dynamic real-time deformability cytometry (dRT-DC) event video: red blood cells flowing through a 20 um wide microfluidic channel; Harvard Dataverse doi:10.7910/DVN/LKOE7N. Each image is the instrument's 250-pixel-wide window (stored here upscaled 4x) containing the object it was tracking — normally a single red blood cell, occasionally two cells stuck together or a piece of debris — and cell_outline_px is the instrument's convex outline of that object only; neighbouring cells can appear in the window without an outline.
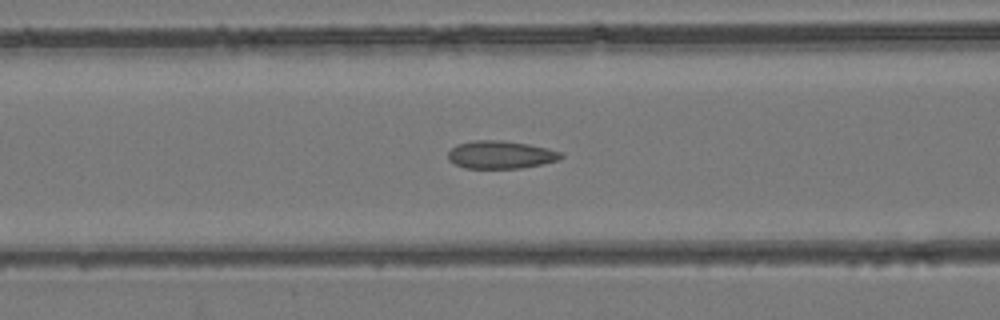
{"species": "common noctule bat (a hibernating species)", "species_latin": "Nyctalus noctula", "temperature_condition": "room temperature", "stored_images_in_passage": 36, "camera_frame_rate_fps": 3000, "um_per_image_px": 0.085, "animal": {"sex": "female", "body_mass_g": 24.6, "forearm_length_mm": 56.2}, "frame": {"image": 1, "passage_image": 20, "time_ms": 6.333, "image_size_px": [1000, 320], "cell_outline_px": [[564, 156], [560, 160], [520, 168], [464, 168], [448, 160], [448, 152], [456, 144], [476, 140], [500, 140], [528, 144], [560, 152]], "centroid_in_image_um": [42.52, 13.15], "position_along_channel_um": 124.1, "area_um2": 18.15}}
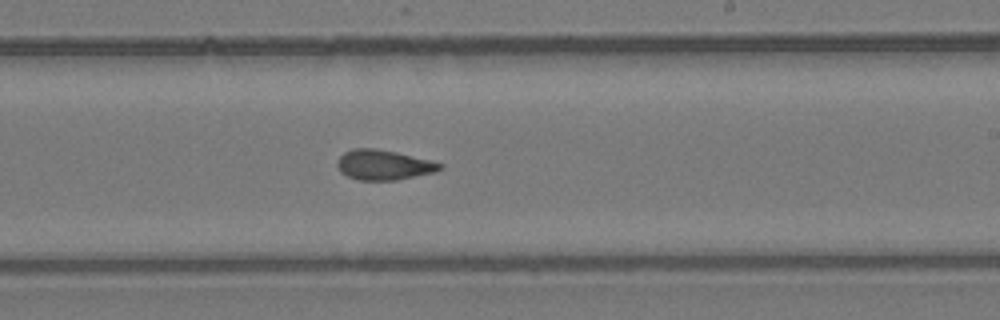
{"frame": {"image": 2, "passage_image": 29, "time_ms": 9.333, "image_size_px": [1000, 320], "cell_outline_px": [[444, 168], [436, 172], [396, 180], [360, 180], [348, 176], [340, 172], [336, 164], [336, 160], [344, 152], [352, 148], [376, 148], [396, 152], [444, 164]], "centroid_in_image_um": [32.59, 14.01], "position_along_channel_um": 256.4, "area_um2": 18.03}}
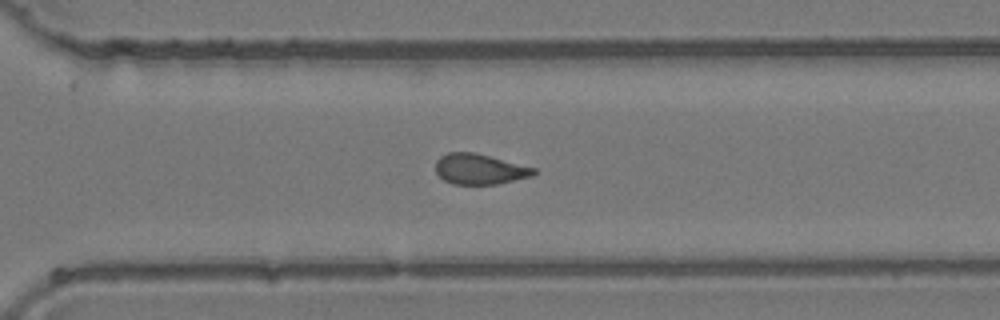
{"frame": {"image": 3, "passage_image": 34, "time_ms": 11.0, "image_size_px": [1000, 320], "cell_outline_px": [[536, 172], [532, 176], [496, 184], [452, 184], [444, 180], [436, 172], [436, 160], [440, 156], [448, 152], [476, 152], [536, 168]], "centroid_in_image_um": [40.76, 14.36], "position_along_channel_um": 329.8, "area_um2": 17.46}}